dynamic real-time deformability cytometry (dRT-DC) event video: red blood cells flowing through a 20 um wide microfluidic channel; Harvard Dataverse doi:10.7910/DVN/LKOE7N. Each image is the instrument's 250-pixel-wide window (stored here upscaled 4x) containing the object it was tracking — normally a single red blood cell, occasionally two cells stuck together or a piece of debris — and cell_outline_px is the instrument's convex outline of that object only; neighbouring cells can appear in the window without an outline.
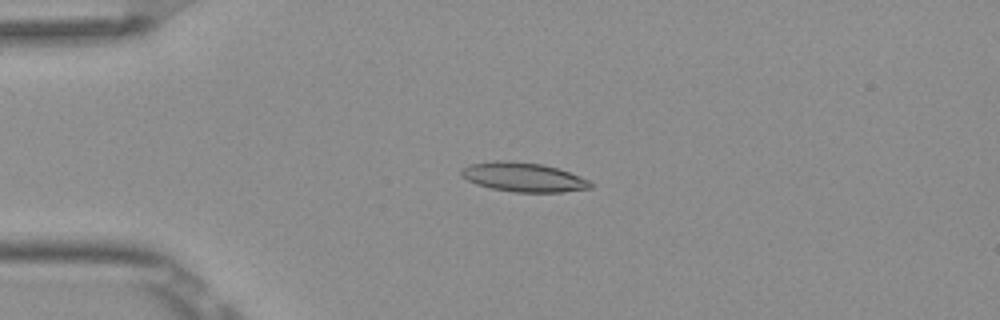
{"species": "Egyptian fruit bat (a non-hibernating species)", "species_latin": "Rousettus aegyptiacus", "temperature_condition": "room temperature", "stored_images_in_passage": 4, "camera_frame_rate_fps": 3000, "um_per_image_px": 0.085, "frame": {"image": 1, "passage_image": 3, "time_ms": 0.667, "image_size_px": [1000, 320], "cell_outline_px": [[592, 188], [564, 192], [512, 192], [492, 188], [476, 184], [468, 180], [460, 172], [460, 168], [472, 164], [492, 160], [508, 160], [544, 164], [580, 176], [588, 180], [592, 184]], "centroid_in_image_um": [44.48, 15.05], "position_along_channel_um": 40.5, "area_um2": 22.02}}